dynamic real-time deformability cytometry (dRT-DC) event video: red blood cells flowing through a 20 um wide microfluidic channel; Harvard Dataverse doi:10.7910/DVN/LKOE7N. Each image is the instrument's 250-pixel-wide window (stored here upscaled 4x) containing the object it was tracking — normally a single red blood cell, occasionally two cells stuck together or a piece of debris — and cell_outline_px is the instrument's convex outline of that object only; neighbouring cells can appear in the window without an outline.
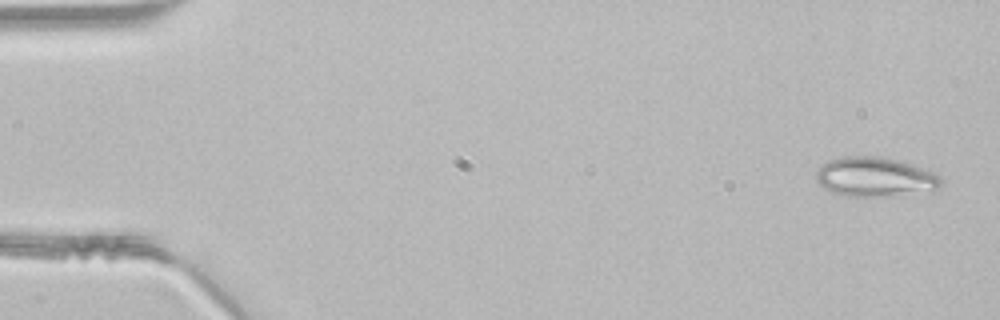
{"species": "common noctule bat (a hibernating species)", "species_latin": "Nyctalus noctula", "temperature_condition": "room temperature", "stored_images_in_passage": 46, "camera_frame_rate_fps": 3000, "um_per_image_px": 0.085, "animal": {"sex": "male", "body_mass_g": 21.5, "forearm_length_mm": 52.0}, "frame": {"image": 1, "passage_image": 1, "time_ms": 0.0, "image_size_px": [1000, 320], "cell_outline_px": [[940, 188], [936, 192], [880, 196], [848, 196], [832, 192], [816, 184], [816, 172], [820, 164], [828, 160], [844, 156], [876, 156], [916, 164], [940, 176]], "centroid_in_image_um": [74.38, 15.04], "position_along_channel_um": 10.6, "area_um2": 29.19}}
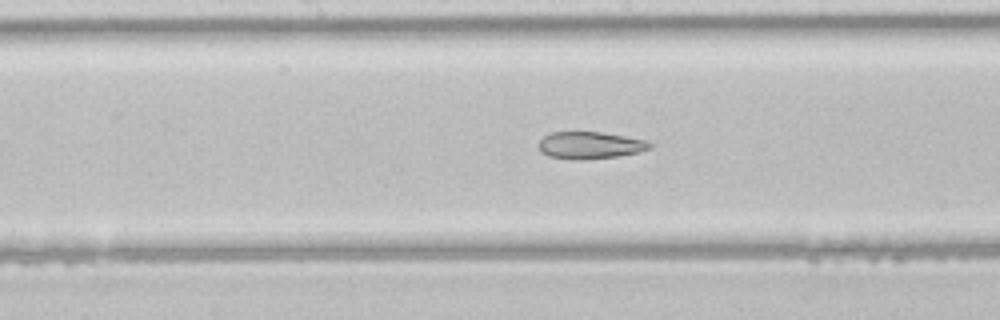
{"frame": {"image": 2, "passage_image": 23, "time_ms": 7.333, "image_size_px": [1000, 320], "cell_outline_px": [[652, 148], [640, 152], [620, 156], [584, 160], [572, 160], [548, 156], [540, 152], [536, 144], [544, 136], [552, 132], [600, 132], [648, 140], [652, 144]], "centroid_in_image_um": [50.14, 12.36], "position_along_channel_um": 198.1, "area_um2": 17.92}}
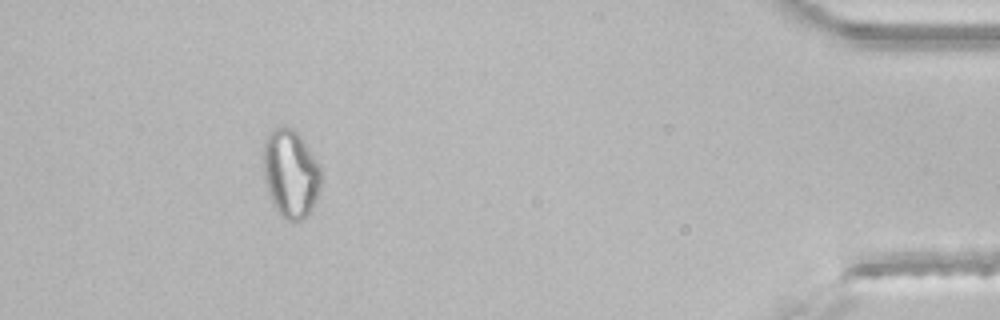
{"frame": {"image": 3, "passage_image": 42, "time_ms": 13.667, "image_size_px": [1000, 320], "cell_outline_px": [[320, 188], [312, 212], [304, 220], [296, 224], [280, 216], [272, 204], [264, 180], [264, 144], [268, 132], [276, 128], [292, 128], [300, 136], [320, 164]], "centroid_in_image_um": [24.72, 14.83], "position_along_channel_um": 410.5, "area_um2": 29.94}}